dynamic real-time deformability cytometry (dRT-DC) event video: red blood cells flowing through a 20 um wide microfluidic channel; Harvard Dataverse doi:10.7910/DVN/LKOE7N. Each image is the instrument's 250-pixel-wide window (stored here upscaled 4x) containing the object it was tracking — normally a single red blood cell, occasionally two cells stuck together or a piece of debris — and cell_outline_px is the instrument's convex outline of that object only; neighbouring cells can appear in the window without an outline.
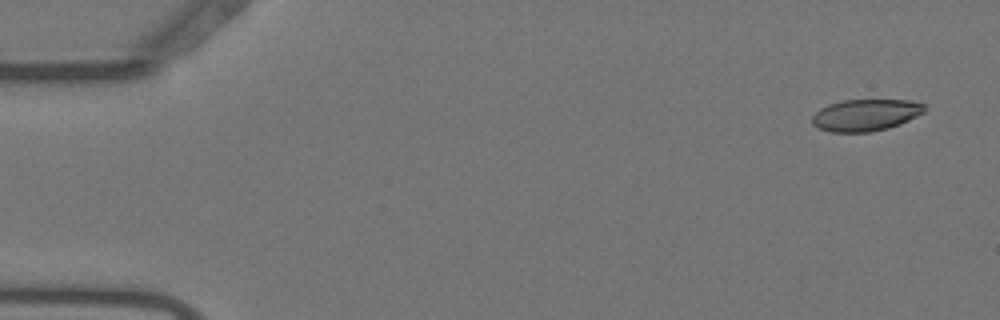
{"species": "Egyptian fruit bat (a non-hibernating species)", "species_latin": "Rousettus aegyptiacus", "temperature_condition": "warm", "stored_images_in_passage": 55, "camera_frame_rate_fps": 3000, "um_per_image_px": 0.085, "animal": {"sex": "female"}, "frame": {"image": 1, "passage_image": 3, "time_ms": 0.667, "image_size_px": [1000, 320], "cell_outline_px": [[924, 112], [900, 124], [888, 128], [868, 132], [832, 132], [820, 128], [812, 124], [812, 116], [820, 108], [828, 104], [844, 100], [908, 100], [924, 104]], "centroid_in_image_um": [73.55, 9.77], "position_along_channel_um": 11.4, "area_um2": 20.63}}
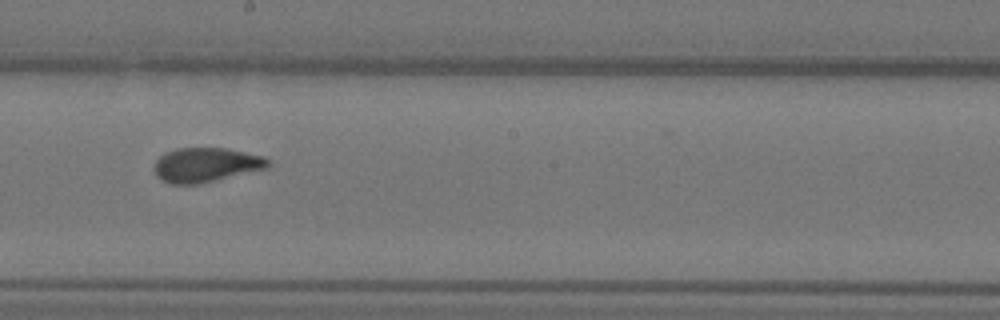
{"frame": {"image": 2, "passage_image": 31, "time_ms": 10.0, "image_size_px": [1000, 320], "cell_outline_px": [[272, 164], [268, 168], [200, 184], [172, 184], [160, 180], [156, 176], [152, 168], [156, 160], [164, 152], [176, 148], [224, 148], [264, 156]], "centroid_in_image_um": [17.47, 14.02], "position_along_channel_um": 230.7, "area_um2": 23.12}}
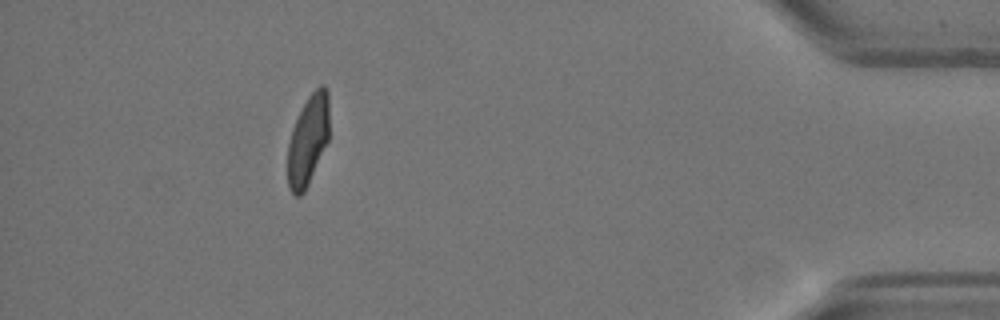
{"frame": {"image": 3, "passage_image": 50, "time_ms": 16.333, "image_size_px": [1000, 320], "cell_outline_px": [[328, 140], [308, 184], [304, 192], [300, 196], [296, 196], [288, 188], [288, 144], [292, 128], [308, 96], [320, 84], [324, 84], [328, 92]], "centroid_in_image_um": [26.18, 11.91], "position_along_channel_um": 409.0, "area_um2": 21.56}, "authors_computed_cell_mechanics": {"area_um2": 22.6576, "velocity_mm_per_s": 3.6877, "shape_relaxation_time_tau1_ms": 8.6434, "shape_relaxation_time_tau2_ms": 0.9139, "deformation_change_tau1": 0.2131, "deformation_change_tau2": 0.0484}}